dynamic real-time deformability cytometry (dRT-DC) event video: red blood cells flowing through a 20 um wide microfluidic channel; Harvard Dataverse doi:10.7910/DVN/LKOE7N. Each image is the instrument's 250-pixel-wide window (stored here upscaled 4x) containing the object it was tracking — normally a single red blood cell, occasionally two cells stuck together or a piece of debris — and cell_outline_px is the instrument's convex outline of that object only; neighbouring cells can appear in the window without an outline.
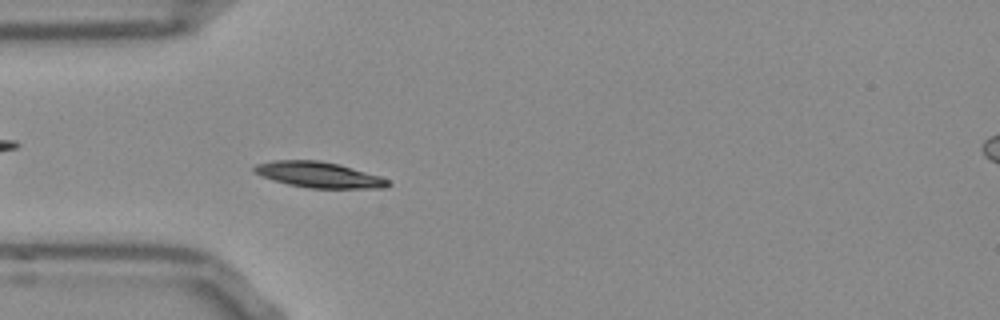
{"species": "Egyptian fruit bat (a non-hibernating species)", "species_latin": "Rousettus aegyptiacus", "temperature_condition": "room temperature", "stored_images_in_passage": 53, "camera_frame_rate_fps": 3000, "um_per_image_px": 0.085, "frame": {"image": 1, "passage_image": 15, "time_ms": 4.667, "image_size_px": [1000, 320], "cell_outline_px": [[392, 184], [384, 188], [308, 188], [288, 184], [272, 180], [260, 176], [252, 172], [252, 168], [256, 164], [272, 160], [320, 160], [340, 164], [380, 176], [388, 180]], "centroid_in_image_um": [27.06, 14.85], "position_along_channel_um": 57.9, "area_um2": 20.29}}
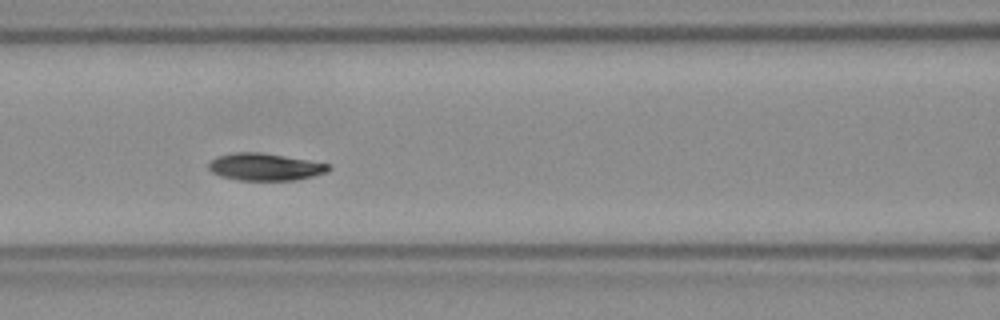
{"frame": {"image": 2, "passage_image": 22, "time_ms": 7.0, "image_size_px": [1000, 320], "cell_outline_px": [[332, 168], [328, 172], [296, 180], [236, 180], [220, 176], [212, 172], [208, 168], [208, 164], [216, 156], [232, 152], [260, 152], [332, 164]], "centroid_in_image_um": [22.53, 14.18], "position_along_channel_um": 144.1, "area_um2": 19.19}}
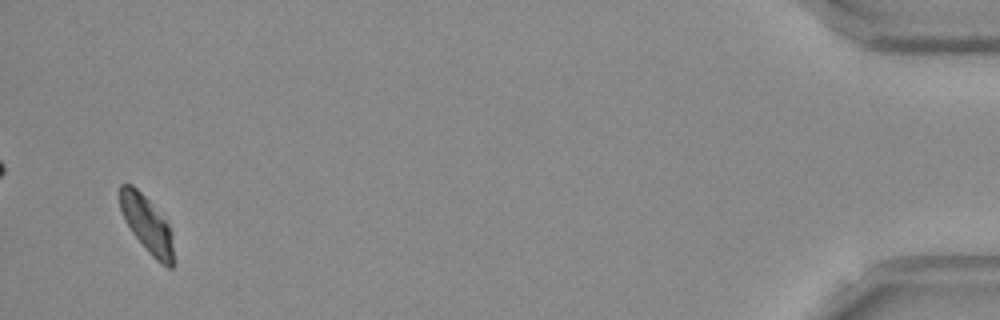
{"frame": {"image": 3, "passage_image": 51, "time_ms": 16.667, "image_size_px": [1000, 320], "cell_outline_px": [[172, 268], [168, 268], [160, 264], [148, 252], [132, 232], [124, 220], [120, 208], [120, 184], [132, 184], [148, 200], [168, 224], [172, 232]], "centroid_in_image_um": [12.47, 19.08], "position_along_channel_um": 422.7, "area_um2": 17.34}, "authors_computed_cell_mechanics": {"area_um2": 18.7272, "velocity_mm_per_s": 3.7945, "shape_relaxation_time_tau1_ms": 2.8289, "shape_relaxation_time_tau2_ms": 6.3517, "deformation_change_tau1": 0.1178, "deformation_change_tau2": 0.0693}}